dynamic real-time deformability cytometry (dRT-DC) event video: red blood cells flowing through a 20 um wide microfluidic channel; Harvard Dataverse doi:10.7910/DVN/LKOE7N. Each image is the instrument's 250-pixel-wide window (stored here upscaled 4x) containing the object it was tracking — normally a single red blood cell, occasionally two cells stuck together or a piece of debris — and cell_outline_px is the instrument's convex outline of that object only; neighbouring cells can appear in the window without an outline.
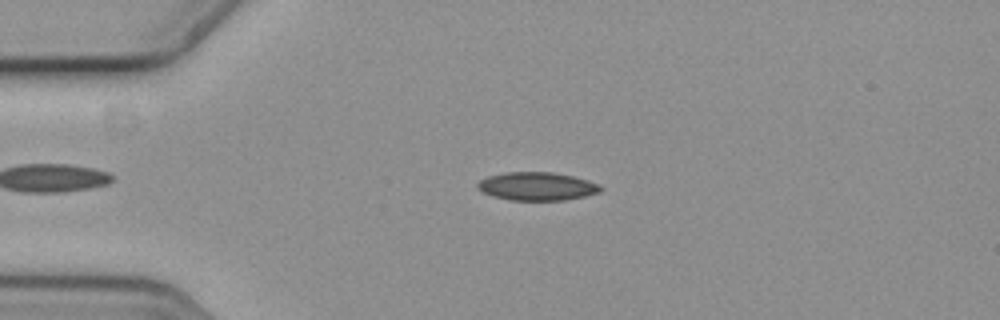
{"species": "common noctule bat (a hibernating species)", "species_latin": "Nyctalus noctula", "temperature_condition": "cold", "stored_images_in_passage": 45, "camera_frame_rate_fps": 3000, "um_per_image_px": 0.085, "animal": {"sex": "female", "body_mass_g": 19.3, "forearm_length_mm": 54.1}, "frame": {"image": 1, "passage_image": 1, "time_ms": 0.0, "image_size_px": [1000, 320], "cell_outline_px": [[604, 188], [600, 192], [584, 196], [564, 200], [508, 200], [492, 196], [476, 188], [476, 184], [480, 180], [488, 176], [504, 172], [552, 172], [572, 176], [588, 180]], "centroid_in_image_um": [45.61, 15.83], "position_along_channel_um": 39.4, "area_um2": 20.23}}
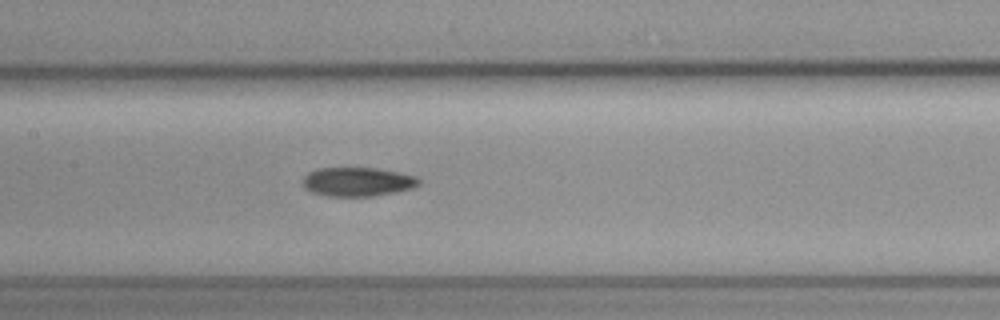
{"frame": {"image": 2, "passage_image": 15, "time_ms": 4.667, "image_size_px": [1000, 320], "cell_outline_px": [[420, 184], [412, 188], [396, 192], [372, 196], [328, 196], [312, 192], [304, 188], [304, 176], [308, 172], [320, 168], [376, 168], [400, 172], [416, 176], [420, 180]], "centroid_in_image_um": [30.42, 15.45], "position_along_channel_um": 177.0, "area_um2": 19.59}}
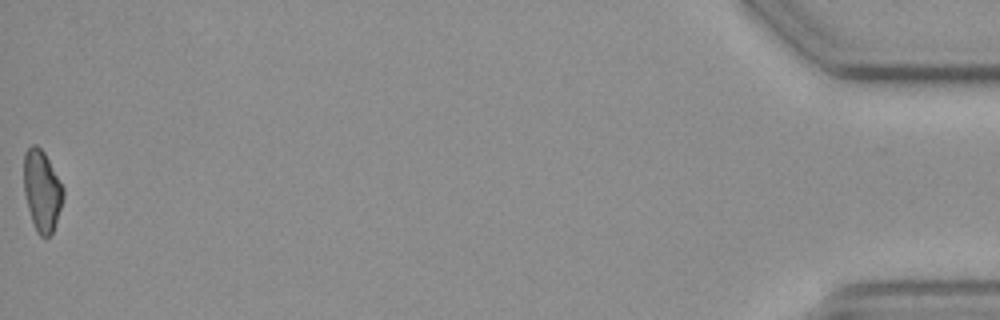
{"frame": {"image": 3, "passage_image": 45, "time_ms": 14.667, "image_size_px": [1000, 320], "cell_outline_px": [[64, 196], [52, 232], [48, 236], [40, 236], [36, 232], [28, 208], [24, 192], [24, 152], [32, 144], [36, 144], [44, 152], [64, 188]], "centroid_in_image_um": [3.55, 16.18], "position_along_channel_um": 431.6, "area_um2": 18.38}}